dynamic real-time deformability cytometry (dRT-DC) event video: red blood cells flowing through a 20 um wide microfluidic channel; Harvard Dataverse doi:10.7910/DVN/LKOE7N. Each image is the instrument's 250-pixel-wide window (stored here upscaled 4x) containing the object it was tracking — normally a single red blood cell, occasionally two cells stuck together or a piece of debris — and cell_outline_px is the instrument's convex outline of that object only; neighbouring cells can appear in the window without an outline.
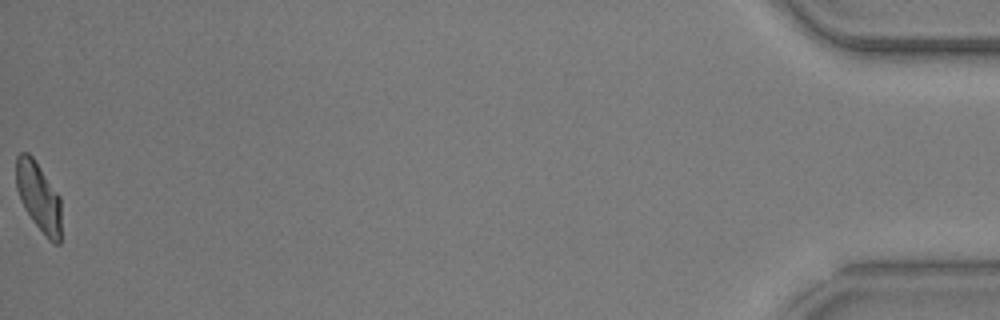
{"species": "common noctule bat (a hibernating species)", "species_latin": "Nyctalus noctula", "temperature_condition": "warm", "stored_images_in_passage": 53, "camera_frame_rate_fps": 3000, "um_per_image_px": 0.085, "animal": {"sex": "male", "body_mass_g": 20.5, "forearm_length_mm": 52.5}, "frame": {"image": 1, "passage_image": 53, "time_ms": 17.333, "image_size_px": [1000, 320], "cell_outline_px": [[60, 244], [56, 244], [48, 240], [32, 220], [24, 208], [20, 200], [16, 188], [16, 156], [20, 152], [28, 152], [32, 156], [60, 196]], "centroid_in_image_um": [3.27, 16.72], "position_along_channel_um": 431.9, "area_um2": 18.21}, "authors_computed_cell_mechanics": {"area_um2": 19.7098, "velocity_mm_per_s": 3.7589, "shape_relaxation_time_tau1_ms": 3.7059, "shape_relaxation_time_tau2_ms": 2.2884, "deformation_change_tau1": 0.1484, "deformation_change_tau2": 0.092}}